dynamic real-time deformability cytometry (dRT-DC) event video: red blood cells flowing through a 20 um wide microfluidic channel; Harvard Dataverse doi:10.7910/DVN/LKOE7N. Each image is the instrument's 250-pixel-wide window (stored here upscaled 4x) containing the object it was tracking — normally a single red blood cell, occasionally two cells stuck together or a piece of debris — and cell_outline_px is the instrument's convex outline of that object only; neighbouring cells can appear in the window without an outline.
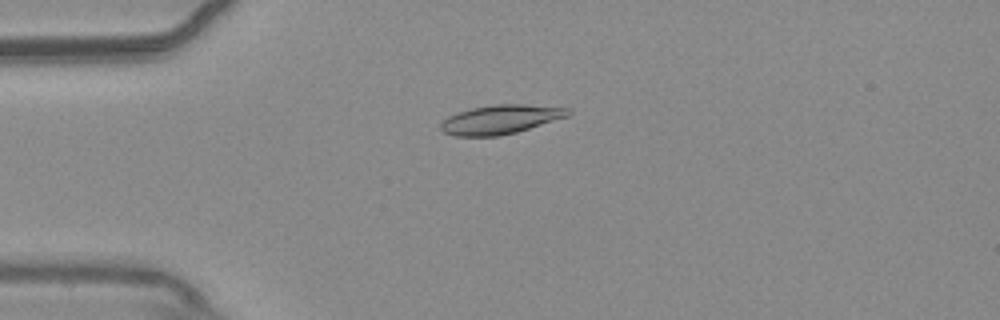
{"species": "common noctule bat (a hibernating species)", "species_latin": "Nyctalus noctula", "temperature_condition": "warm", "stored_images_in_passage": 46, "camera_frame_rate_fps": 3000, "um_per_image_px": 0.085, "animal": {"sex": "male", "body_mass_g": 20.4}, "frame": {"image": 1, "passage_image": 5, "time_ms": 1.333, "image_size_px": [1000, 320], "cell_outline_px": [[572, 112], [568, 116], [516, 132], [500, 136], [456, 136], [444, 132], [440, 128], [440, 124], [448, 116], [456, 112], [472, 108], [496, 104], [524, 104], [568, 108]], "centroid_in_image_um": [42.52, 10.15], "position_along_channel_um": 42.5, "area_um2": 21.44}}
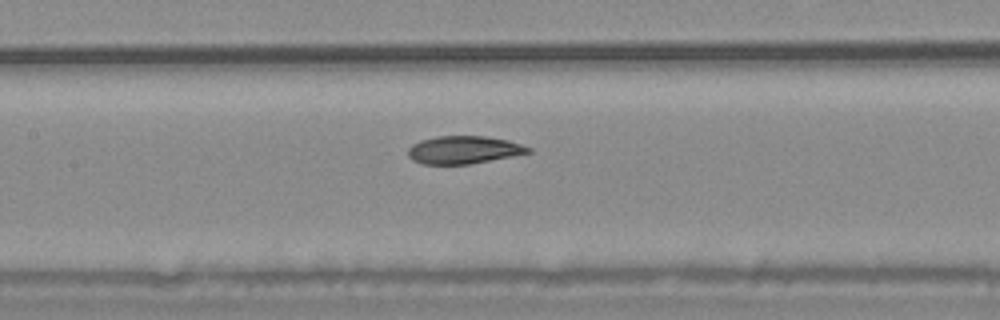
{"frame": {"image": 2, "passage_image": 17, "time_ms": 5.333, "image_size_px": [1000, 320], "cell_outline_px": [[532, 152], [512, 156], [468, 164], [420, 164], [412, 160], [408, 156], [408, 148], [412, 144], [420, 140], [436, 136], [484, 136], [508, 140], [532, 148]], "centroid_in_image_um": [39.38, 12.73], "position_along_channel_um": 168.0, "area_um2": 19.48}}
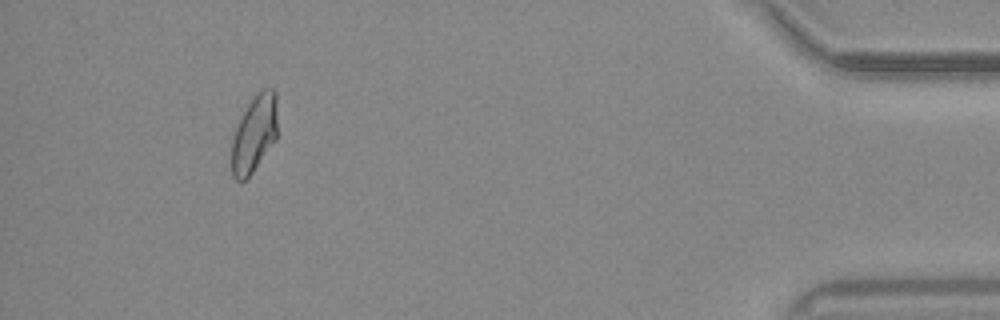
{"frame": {"image": 3, "passage_image": 42, "time_ms": 13.667, "image_size_px": [1000, 320], "cell_outline_px": [[276, 140], [252, 172], [244, 180], [236, 180], [232, 176], [232, 140], [236, 128], [248, 104], [264, 88], [272, 88], [276, 92]], "centroid_in_image_um": [21.62, 11.39], "position_along_channel_um": 413.6, "area_um2": 20.06}, "authors_computed_cell_mechanics": {"area_um2": 20.4612, "velocity_mm_per_s": 3.7127, "shape_relaxation_time_tau1_ms": 6.2917, "shape_relaxation_time_tau2_ms": 2.9108, "deformation_change_tau1": 0.1456, "deformation_change_tau2": 0.0707}}